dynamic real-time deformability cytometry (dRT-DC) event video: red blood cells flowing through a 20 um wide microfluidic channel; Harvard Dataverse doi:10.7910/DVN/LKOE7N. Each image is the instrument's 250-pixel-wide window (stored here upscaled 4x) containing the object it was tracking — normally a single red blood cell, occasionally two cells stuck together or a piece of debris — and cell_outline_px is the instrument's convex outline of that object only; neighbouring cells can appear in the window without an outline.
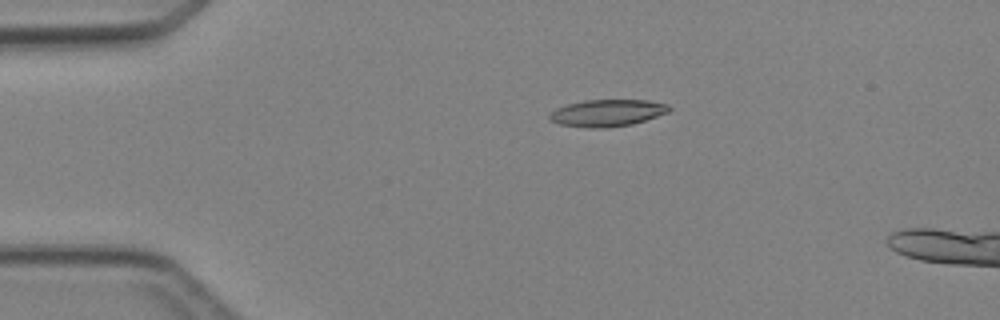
{"species": "Egyptian fruit bat (a non-hibernating species)", "species_latin": "Rousettus aegyptiacus", "temperature_condition": "cold", "stored_images_in_passage": 5, "camera_frame_rate_fps": 3000, "um_per_image_px": 0.085, "animal": {"sex": "female"}, "frame": {"image": 1, "passage_image": 3, "time_ms": 2.333, "image_size_px": [1000, 320], "cell_outline_px": [[672, 108], [668, 112], [632, 124], [608, 128], [592, 128], [560, 124], [552, 120], [548, 116], [556, 108], [568, 104], [584, 100], [648, 100], [668, 104]], "centroid_in_image_um": [51.64, 9.59], "position_along_channel_um": 33.4, "area_um2": 18.61}}